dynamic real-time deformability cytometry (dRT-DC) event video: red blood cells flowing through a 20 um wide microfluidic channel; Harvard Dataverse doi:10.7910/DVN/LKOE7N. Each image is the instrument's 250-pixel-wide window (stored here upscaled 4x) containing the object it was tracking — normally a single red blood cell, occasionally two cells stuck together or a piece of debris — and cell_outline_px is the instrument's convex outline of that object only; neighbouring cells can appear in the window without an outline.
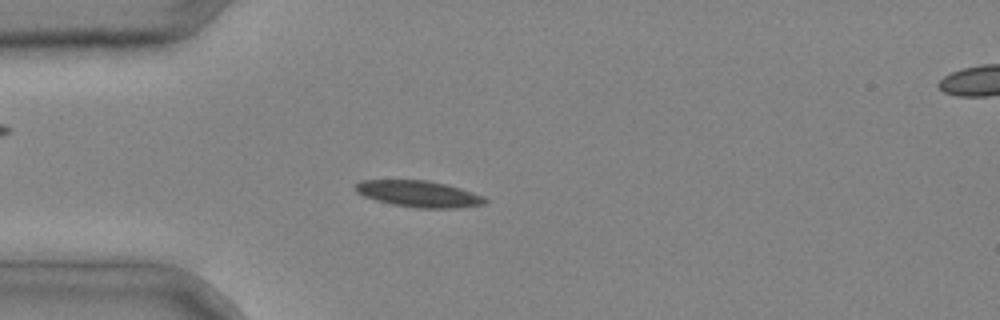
{"species": "common noctule bat (a hibernating species)", "species_latin": "Nyctalus noctula", "temperature_condition": "cold", "stored_images_in_passage": 2, "segment_of_instrument_passage": [1, 2], "camera_frame_rate_fps": 3000, "um_per_image_px": 0.085, "animal": {"sex": "male", "body_mass_g": 20.4}, "frame": {"image": 1, "passage_image": 1, "time_ms": 0.0, "image_size_px": [1000, 320], "cell_outline_px": [[488, 204], [452, 208], [416, 208], [392, 204], [376, 200], [364, 196], [356, 192], [356, 184], [360, 180], [428, 180], [448, 184], [484, 196], [488, 200]], "centroid_in_image_um": [35.63, 16.48], "position_along_channel_um": 49.4, "area_um2": 20.0}}